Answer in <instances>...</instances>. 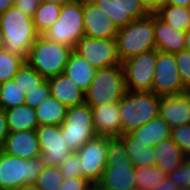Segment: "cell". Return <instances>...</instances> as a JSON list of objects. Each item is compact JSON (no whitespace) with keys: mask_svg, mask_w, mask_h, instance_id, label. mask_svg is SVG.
Returning <instances> with one entry per match:
<instances>
[{"mask_svg":"<svg viewBox=\"0 0 190 190\" xmlns=\"http://www.w3.org/2000/svg\"><path fill=\"white\" fill-rule=\"evenodd\" d=\"M0 29L5 39L3 49L26 62L31 46L39 37L33 18L13 6L0 16Z\"/></svg>","mask_w":190,"mask_h":190,"instance_id":"obj_1","label":"cell"},{"mask_svg":"<svg viewBox=\"0 0 190 190\" xmlns=\"http://www.w3.org/2000/svg\"><path fill=\"white\" fill-rule=\"evenodd\" d=\"M72 50L73 48L66 44L39 35L28 52L26 63L43 78L49 79L64 73Z\"/></svg>","mask_w":190,"mask_h":190,"instance_id":"obj_2","label":"cell"},{"mask_svg":"<svg viewBox=\"0 0 190 190\" xmlns=\"http://www.w3.org/2000/svg\"><path fill=\"white\" fill-rule=\"evenodd\" d=\"M121 62L141 53L156 49L155 13L136 19L120 28L115 37Z\"/></svg>","mask_w":190,"mask_h":190,"instance_id":"obj_3","label":"cell"},{"mask_svg":"<svg viewBox=\"0 0 190 190\" xmlns=\"http://www.w3.org/2000/svg\"><path fill=\"white\" fill-rule=\"evenodd\" d=\"M160 97L154 92L126 90L119 101L121 135L137 129L159 115Z\"/></svg>","mask_w":190,"mask_h":190,"instance_id":"obj_4","label":"cell"},{"mask_svg":"<svg viewBox=\"0 0 190 190\" xmlns=\"http://www.w3.org/2000/svg\"><path fill=\"white\" fill-rule=\"evenodd\" d=\"M126 92L122 65L97 69L94 79L85 92V103L91 108L119 103Z\"/></svg>","mask_w":190,"mask_h":190,"instance_id":"obj_5","label":"cell"},{"mask_svg":"<svg viewBox=\"0 0 190 190\" xmlns=\"http://www.w3.org/2000/svg\"><path fill=\"white\" fill-rule=\"evenodd\" d=\"M44 167L41 156L24 160L0 150V186L3 190H17L25 184L35 183Z\"/></svg>","mask_w":190,"mask_h":190,"instance_id":"obj_6","label":"cell"},{"mask_svg":"<svg viewBox=\"0 0 190 190\" xmlns=\"http://www.w3.org/2000/svg\"><path fill=\"white\" fill-rule=\"evenodd\" d=\"M43 36L74 49L84 37L83 0H71L62 5L58 19Z\"/></svg>","mask_w":190,"mask_h":190,"instance_id":"obj_7","label":"cell"},{"mask_svg":"<svg viewBox=\"0 0 190 190\" xmlns=\"http://www.w3.org/2000/svg\"><path fill=\"white\" fill-rule=\"evenodd\" d=\"M61 133L72 152H76L88 140L96 137L92 108L86 103L68 107Z\"/></svg>","mask_w":190,"mask_h":190,"instance_id":"obj_8","label":"cell"},{"mask_svg":"<svg viewBox=\"0 0 190 190\" xmlns=\"http://www.w3.org/2000/svg\"><path fill=\"white\" fill-rule=\"evenodd\" d=\"M157 49L133 56L122 62L125 87L129 91L152 92Z\"/></svg>","mask_w":190,"mask_h":190,"instance_id":"obj_9","label":"cell"},{"mask_svg":"<svg viewBox=\"0 0 190 190\" xmlns=\"http://www.w3.org/2000/svg\"><path fill=\"white\" fill-rule=\"evenodd\" d=\"M152 92L157 96L179 95L187 92L177 68L175 53L157 50Z\"/></svg>","mask_w":190,"mask_h":190,"instance_id":"obj_10","label":"cell"},{"mask_svg":"<svg viewBox=\"0 0 190 190\" xmlns=\"http://www.w3.org/2000/svg\"><path fill=\"white\" fill-rule=\"evenodd\" d=\"M74 50L96 70L114 65H122L115 38L101 39L82 37Z\"/></svg>","mask_w":190,"mask_h":190,"instance_id":"obj_11","label":"cell"},{"mask_svg":"<svg viewBox=\"0 0 190 190\" xmlns=\"http://www.w3.org/2000/svg\"><path fill=\"white\" fill-rule=\"evenodd\" d=\"M76 154L81 163L83 177L96 185L107 166V137L96 136L88 140Z\"/></svg>","mask_w":190,"mask_h":190,"instance_id":"obj_12","label":"cell"},{"mask_svg":"<svg viewBox=\"0 0 190 190\" xmlns=\"http://www.w3.org/2000/svg\"><path fill=\"white\" fill-rule=\"evenodd\" d=\"M36 132L45 166H58L72 153L62 137L61 126L42 125L36 128Z\"/></svg>","mask_w":190,"mask_h":190,"instance_id":"obj_13","label":"cell"},{"mask_svg":"<svg viewBox=\"0 0 190 190\" xmlns=\"http://www.w3.org/2000/svg\"><path fill=\"white\" fill-rule=\"evenodd\" d=\"M135 188V167L129 158L107 161L105 171L95 185V190H133Z\"/></svg>","mask_w":190,"mask_h":190,"instance_id":"obj_14","label":"cell"},{"mask_svg":"<svg viewBox=\"0 0 190 190\" xmlns=\"http://www.w3.org/2000/svg\"><path fill=\"white\" fill-rule=\"evenodd\" d=\"M83 21L85 37L110 39L120 30L91 0H83Z\"/></svg>","mask_w":190,"mask_h":190,"instance_id":"obj_15","label":"cell"},{"mask_svg":"<svg viewBox=\"0 0 190 190\" xmlns=\"http://www.w3.org/2000/svg\"><path fill=\"white\" fill-rule=\"evenodd\" d=\"M158 112L170 128L190 124V95L185 92L160 97Z\"/></svg>","mask_w":190,"mask_h":190,"instance_id":"obj_16","label":"cell"},{"mask_svg":"<svg viewBox=\"0 0 190 190\" xmlns=\"http://www.w3.org/2000/svg\"><path fill=\"white\" fill-rule=\"evenodd\" d=\"M1 150L24 160L41 156L36 130L9 132Z\"/></svg>","mask_w":190,"mask_h":190,"instance_id":"obj_17","label":"cell"},{"mask_svg":"<svg viewBox=\"0 0 190 190\" xmlns=\"http://www.w3.org/2000/svg\"><path fill=\"white\" fill-rule=\"evenodd\" d=\"M94 131L97 136L120 137L121 115L119 103L104 104L92 108Z\"/></svg>","mask_w":190,"mask_h":190,"instance_id":"obj_18","label":"cell"},{"mask_svg":"<svg viewBox=\"0 0 190 190\" xmlns=\"http://www.w3.org/2000/svg\"><path fill=\"white\" fill-rule=\"evenodd\" d=\"M51 95L66 107L85 103V92L81 90L66 74L61 73L48 79Z\"/></svg>","mask_w":190,"mask_h":190,"instance_id":"obj_19","label":"cell"},{"mask_svg":"<svg viewBox=\"0 0 190 190\" xmlns=\"http://www.w3.org/2000/svg\"><path fill=\"white\" fill-rule=\"evenodd\" d=\"M186 32L178 31L155 14L156 49L166 53H177L184 49Z\"/></svg>","mask_w":190,"mask_h":190,"instance_id":"obj_20","label":"cell"},{"mask_svg":"<svg viewBox=\"0 0 190 190\" xmlns=\"http://www.w3.org/2000/svg\"><path fill=\"white\" fill-rule=\"evenodd\" d=\"M96 69L89 64L74 49L71 51L68 62L65 66L66 74L82 91L86 92L91 85Z\"/></svg>","mask_w":190,"mask_h":190,"instance_id":"obj_21","label":"cell"},{"mask_svg":"<svg viewBox=\"0 0 190 190\" xmlns=\"http://www.w3.org/2000/svg\"><path fill=\"white\" fill-rule=\"evenodd\" d=\"M156 166L165 173L172 172L184 162L182 150L169 137L154 146Z\"/></svg>","mask_w":190,"mask_h":190,"instance_id":"obj_22","label":"cell"},{"mask_svg":"<svg viewBox=\"0 0 190 190\" xmlns=\"http://www.w3.org/2000/svg\"><path fill=\"white\" fill-rule=\"evenodd\" d=\"M120 138L125 143L128 158L134 167L156 165L153 146L138 141V138L134 137L130 132L122 134Z\"/></svg>","mask_w":190,"mask_h":190,"instance_id":"obj_23","label":"cell"},{"mask_svg":"<svg viewBox=\"0 0 190 190\" xmlns=\"http://www.w3.org/2000/svg\"><path fill=\"white\" fill-rule=\"evenodd\" d=\"M130 133L134 137H137L138 141L150 144L154 147L161 141H164L167 138L171 137V128L167 122L158 115L145 125L132 130Z\"/></svg>","mask_w":190,"mask_h":190,"instance_id":"obj_24","label":"cell"},{"mask_svg":"<svg viewBox=\"0 0 190 190\" xmlns=\"http://www.w3.org/2000/svg\"><path fill=\"white\" fill-rule=\"evenodd\" d=\"M4 111L9 132L36 130L39 126L35 109L28 105L22 104Z\"/></svg>","mask_w":190,"mask_h":190,"instance_id":"obj_25","label":"cell"},{"mask_svg":"<svg viewBox=\"0 0 190 190\" xmlns=\"http://www.w3.org/2000/svg\"><path fill=\"white\" fill-rule=\"evenodd\" d=\"M68 107L55 99L52 95L45 99L35 108L38 125L61 126L66 115Z\"/></svg>","mask_w":190,"mask_h":190,"instance_id":"obj_26","label":"cell"},{"mask_svg":"<svg viewBox=\"0 0 190 190\" xmlns=\"http://www.w3.org/2000/svg\"><path fill=\"white\" fill-rule=\"evenodd\" d=\"M155 14L178 31L190 30V7L163 4Z\"/></svg>","mask_w":190,"mask_h":190,"instance_id":"obj_27","label":"cell"},{"mask_svg":"<svg viewBox=\"0 0 190 190\" xmlns=\"http://www.w3.org/2000/svg\"><path fill=\"white\" fill-rule=\"evenodd\" d=\"M61 5L41 2L33 15L35 29L39 35H43L58 19Z\"/></svg>","mask_w":190,"mask_h":190,"instance_id":"obj_28","label":"cell"},{"mask_svg":"<svg viewBox=\"0 0 190 190\" xmlns=\"http://www.w3.org/2000/svg\"><path fill=\"white\" fill-rule=\"evenodd\" d=\"M27 90L14 80L0 84V109L6 110L25 104V95Z\"/></svg>","mask_w":190,"mask_h":190,"instance_id":"obj_29","label":"cell"},{"mask_svg":"<svg viewBox=\"0 0 190 190\" xmlns=\"http://www.w3.org/2000/svg\"><path fill=\"white\" fill-rule=\"evenodd\" d=\"M120 7V28L127 26L136 19H141L151 12L141 0H115Z\"/></svg>","mask_w":190,"mask_h":190,"instance_id":"obj_30","label":"cell"},{"mask_svg":"<svg viewBox=\"0 0 190 190\" xmlns=\"http://www.w3.org/2000/svg\"><path fill=\"white\" fill-rule=\"evenodd\" d=\"M136 190H151L167 177V173L155 166L135 167Z\"/></svg>","mask_w":190,"mask_h":190,"instance_id":"obj_31","label":"cell"},{"mask_svg":"<svg viewBox=\"0 0 190 190\" xmlns=\"http://www.w3.org/2000/svg\"><path fill=\"white\" fill-rule=\"evenodd\" d=\"M25 61L5 49L0 50V84L12 80Z\"/></svg>","mask_w":190,"mask_h":190,"instance_id":"obj_32","label":"cell"},{"mask_svg":"<svg viewBox=\"0 0 190 190\" xmlns=\"http://www.w3.org/2000/svg\"><path fill=\"white\" fill-rule=\"evenodd\" d=\"M63 181L64 177L58 166H45L34 184L41 190H59Z\"/></svg>","mask_w":190,"mask_h":190,"instance_id":"obj_33","label":"cell"},{"mask_svg":"<svg viewBox=\"0 0 190 190\" xmlns=\"http://www.w3.org/2000/svg\"><path fill=\"white\" fill-rule=\"evenodd\" d=\"M13 80L16 84H19L22 89L25 88L28 92L30 89L39 86L46 79L25 62Z\"/></svg>","mask_w":190,"mask_h":190,"instance_id":"obj_34","label":"cell"},{"mask_svg":"<svg viewBox=\"0 0 190 190\" xmlns=\"http://www.w3.org/2000/svg\"><path fill=\"white\" fill-rule=\"evenodd\" d=\"M167 176L180 190H190V159L185 156L180 167L169 172Z\"/></svg>","mask_w":190,"mask_h":190,"instance_id":"obj_35","label":"cell"},{"mask_svg":"<svg viewBox=\"0 0 190 190\" xmlns=\"http://www.w3.org/2000/svg\"><path fill=\"white\" fill-rule=\"evenodd\" d=\"M51 96V90L48 79L39 86L30 89L25 95V105L31 108L38 107L45 99Z\"/></svg>","mask_w":190,"mask_h":190,"instance_id":"obj_36","label":"cell"},{"mask_svg":"<svg viewBox=\"0 0 190 190\" xmlns=\"http://www.w3.org/2000/svg\"><path fill=\"white\" fill-rule=\"evenodd\" d=\"M171 138L185 156L190 155V124L171 128Z\"/></svg>","mask_w":190,"mask_h":190,"instance_id":"obj_37","label":"cell"},{"mask_svg":"<svg viewBox=\"0 0 190 190\" xmlns=\"http://www.w3.org/2000/svg\"><path fill=\"white\" fill-rule=\"evenodd\" d=\"M179 74L186 90L190 88V50L184 49L175 53Z\"/></svg>","mask_w":190,"mask_h":190,"instance_id":"obj_38","label":"cell"},{"mask_svg":"<svg viewBox=\"0 0 190 190\" xmlns=\"http://www.w3.org/2000/svg\"><path fill=\"white\" fill-rule=\"evenodd\" d=\"M58 167L64 178L83 177L81 163L76 152H72Z\"/></svg>","mask_w":190,"mask_h":190,"instance_id":"obj_39","label":"cell"},{"mask_svg":"<svg viewBox=\"0 0 190 190\" xmlns=\"http://www.w3.org/2000/svg\"><path fill=\"white\" fill-rule=\"evenodd\" d=\"M128 158L124 141L120 137H107V161H120Z\"/></svg>","mask_w":190,"mask_h":190,"instance_id":"obj_40","label":"cell"},{"mask_svg":"<svg viewBox=\"0 0 190 190\" xmlns=\"http://www.w3.org/2000/svg\"><path fill=\"white\" fill-rule=\"evenodd\" d=\"M105 12L112 22L120 29V7L115 0H91Z\"/></svg>","mask_w":190,"mask_h":190,"instance_id":"obj_41","label":"cell"},{"mask_svg":"<svg viewBox=\"0 0 190 190\" xmlns=\"http://www.w3.org/2000/svg\"><path fill=\"white\" fill-rule=\"evenodd\" d=\"M59 190H95V185L84 177L64 178Z\"/></svg>","mask_w":190,"mask_h":190,"instance_id":"obj_42","label":"cell"},{"mask_svg":"<svg viewBox=\"0 0 190 190\" xmlns=\"http://www.w3.org/2000/svg\"><path fill=\"white\" fill-rule=\"evenodd\" d=\"M40 3V0H14L13 6L21 10L25 15L33 17Z\"/></svg>","mask_w":190,"mask_h":190,"instance_id":"obj_43","label":"cell"},{"mask_svg":"<svg viewBox=\"0 0 190 190\" xmlns=\"http://www.w3.org/2000/svg\"><path fill=\"white\" fill-rule=\"evenodd\" d=\"M8 134H9V128L6 120L5 111L3 109H0V150L4 145Z\"/></svg>","mask_w":190,"mask_h":190,"instance_id":"obj_44","label":"cell"},{"mask_svg":"<svg viewBox=\"0 0 190 190\" xmlns=\"http://www.w3.org/2000/svg\"><path fill=\"white\" fill-rule=\"evenodd\" d=\"M151 190H180L167 176L164 180L159 182Z\"/></svg>","mask_w":190,"mask_h":190,"instance_id":"obj_45","label":"cell"},{"mask_svg":"<svg viewBox=\"0 0 190 190\" xmlns=\"http://www.w3.org/2000/svg\"><path fill=\"white\" fill-rule=\"evenodd\" d=\"M141 1L151 13H155L163 5V0H141Z\"/></svg>","mask_w":190,"mask_h":190,"instance_id":"obj_46","label":"cell"},{"mask_svg":"<svg viewBox=\"0 0 190 190\" xmlns=\"http://www.w3.org/2000/svg\"><path fill=\"white\" fill-rule=\"evenodd\" d=\"M14 0H0V16L9 8L13 7Z\"/></svg>","mask_w":190,"mask_h":190,"instance_id":"obj_47","label":"cell"},{"mask_svg":"<svg viewBox=\"0 0 190 190\" xmlns=\"http://www.w3.org/2000/svg\"><path fill=\"white\" fill-rule=\"evenodd\" d=\"M163 4L190 7V0H163Z\"/></svg>","mask_w":190,"mask_h":190,"instance_id":"obj_48","label":"cell"},{"mask_svg":"<svg viewBox=\"0 0 190 190\" xmlns=\"http://www.w3.org/2000/svg\"><path fill=\"white\" fill-rule=\"evenodd\" d=\"M17 190H41V189L37 187L34 183H29V184H25L23 187Z\"/></svg>","mask_w":190,"mask_h":190,"instance_id":"obj_49","label":"cell"},{"mask_svg":"<svg viewBox=\"0 0 190 190\" xmlns=\"http://www.w3.org/2000/svg\"><path fill=\"white\" fill-rule=\"evenodd\" d=\"M41 2H48V3H53L56 5H64L66 3H69L71 0H40Z\"/></svg>","mask_w":190,"mask_h":190,"instance_id":"obj_50","label":"cell"},{"mask_svg":"<svg viewBox=\"0 0 190 190\" xmlns=\"http://www.w3.org/2000/svg\"><path fill=\"white\" fill-rule=\"evenodd\" d=\"M185 47L190 50V30L186 32Z\"/></svg>","mask_w":190,"mask_h":190,"instance_id":"obj_51","label":"cell"},{"mask_svg":"<svg viewBox=\"0 0 190 190\" xmlns=\"http://www.w3.org/2000/svg\"><path fill=\"white\" fill-rule=\"evenodd\" d=\"M4 42H5L4 35H3V32L0 29V50L3 49Z\"/></svg>","mask_w":190,"mask_h":190,"instance_id":"obj_52","label":"cell"}]
</instances>
